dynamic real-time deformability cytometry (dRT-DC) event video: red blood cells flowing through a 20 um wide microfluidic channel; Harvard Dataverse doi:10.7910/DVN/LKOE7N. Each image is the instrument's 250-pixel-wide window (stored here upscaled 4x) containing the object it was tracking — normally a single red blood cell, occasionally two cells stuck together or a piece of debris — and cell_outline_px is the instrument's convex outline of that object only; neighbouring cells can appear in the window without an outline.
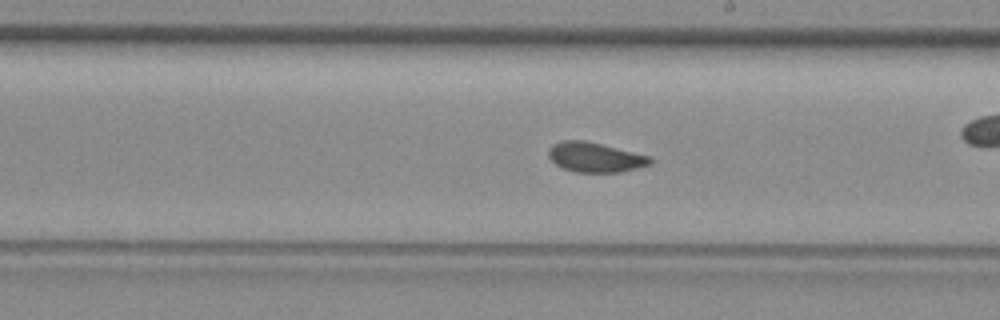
{"species": "common noctule bat (a hibernating species)", "species_latin": "Nyctalus noctula", "temperature_condition": "room temperature", "stored_images_in_passage": 29, "camera_frame_rate_fps": 3000, "um_per_image_px": 0.085, "animal": {"sex": "female", "body_mass_g": 29.2, "forearm_length_mm": 56.3}, "frame": {"image": 1, "passage_image": 13, "time_ms": 4.0, "image_size_px": [1000, 320], "cell_outline_px": [[652, 164], [620, 172], [576, 172], [564, 168], [556, 164], [548, 156], [548, 148], [552, 144], [564, 140], [584, 140], [652, 156]], "centroid_in_image_um": [50.59, 13.36], "position_along_channel_um": 238.4, "area_um2": 17.63}}